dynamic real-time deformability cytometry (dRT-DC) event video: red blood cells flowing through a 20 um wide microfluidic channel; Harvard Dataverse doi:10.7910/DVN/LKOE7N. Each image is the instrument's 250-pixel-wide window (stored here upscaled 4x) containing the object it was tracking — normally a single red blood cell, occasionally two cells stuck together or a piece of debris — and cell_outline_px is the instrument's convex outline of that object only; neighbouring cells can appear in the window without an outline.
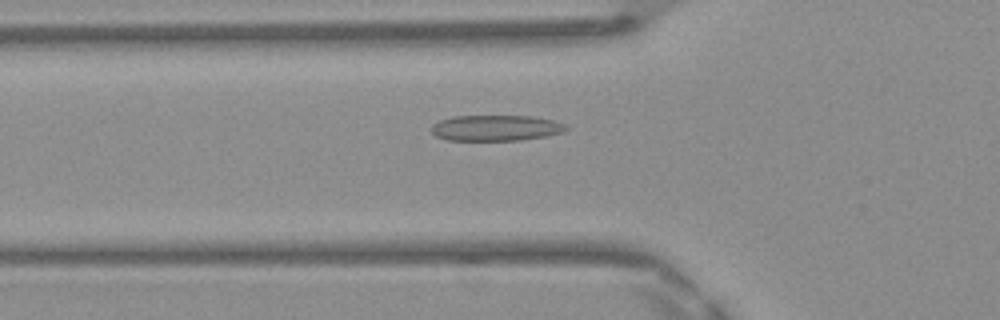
{"species": "Egyptian fruit bat (a non-hibernating species)", "species_latin": "Rousettus aegyptiacus", "temperature_condition": "warm", "stored_images_in_passage": 45, "camera_frame_rate_fps": 3000, "um_per_image_px": 0.085, "frame": {"image": 1, "passage_image": 14, "time_ms": 4.333, "image_size_px": [1000, 320], "cell_outline_px": [[568, 128], [564, 132], [544, 136], [520, 140], [448, 140], [436, 136], [432, 132], [432, 124], [440, 120], [452, 116], [532, 116], [552, 120], [564, 124]], "centroid_in_image_um": [42.13, 10.87], "position_along_channel_um": 83.7, "area_um2": 20.11}}
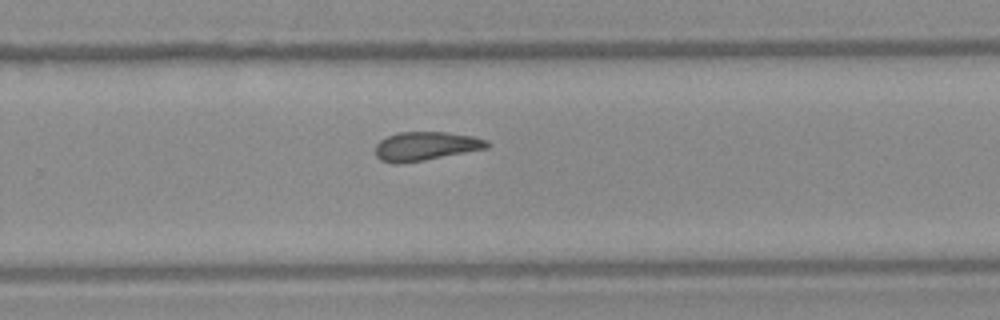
{"frame": {"image": 2, "passage_image": 29, "time_ms": 9.333, "image_size_px": [1000, 320], "cell_outline_px": [[488, 148], [424, 160], [400, 164], [392, 164], [380, 160], [376, 156], [376, 144], [380, 140], [388, 136], [400, 132], [444, 132], [472, 136], [488, 140]], "centroid_in_image_um": [36.15, 12.43], "position_along_channel_um": 293.6, "area_um2": 18.67}}
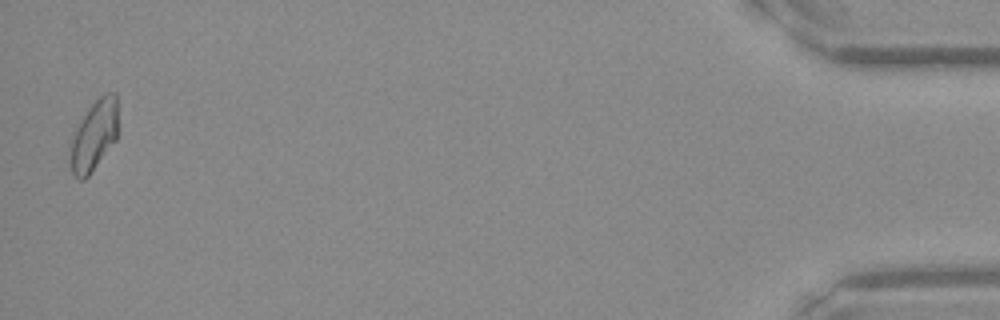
{"frame": {"image": 3, "passage_image": 45, "time_ms": 14.667, "image_size_px": [1000, 320], "cell_outline_px": [[116, 140], [88, 176], [84, 180], [80, 180], [72, 176], [68, 164], [72, 132], [88, 108], [104, 92], [116, 92]], "centroid_in_image_um": [7.93, 11.56], "position_along_channel_um": 427.3, "area_um2": 19.83}, "authors_computed_cell_mechanics": {"area_um2": 19.0162, "velocity_mm_per_s": 4.182, "shape_relaxation_time_tau1_ms": null, "shape_relaxation_time_tau2_ms": 3.2933, "deformation_change_tau1": null, "deformation_change_tau2": 0.1109}}